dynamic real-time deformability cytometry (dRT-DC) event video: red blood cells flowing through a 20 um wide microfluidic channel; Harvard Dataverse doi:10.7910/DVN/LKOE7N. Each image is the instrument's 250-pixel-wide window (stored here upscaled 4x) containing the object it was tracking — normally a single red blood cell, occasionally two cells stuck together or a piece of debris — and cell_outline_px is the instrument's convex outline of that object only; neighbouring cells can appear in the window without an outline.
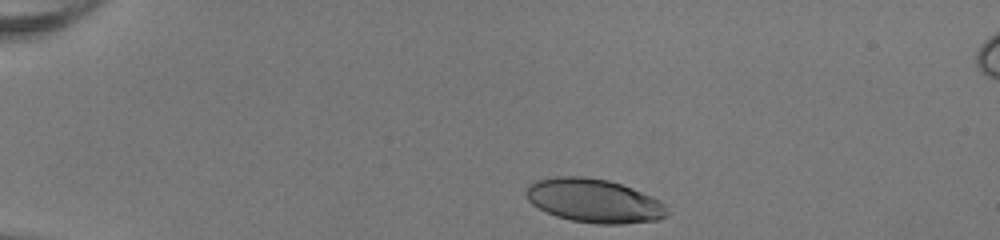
{"species": "human", "species_latin": "Homo sapiens", "temperature_condition": "room temperature", "stored_images_in_passage": 35, "camera_frame_rate_fps": 3000, "um_per_image_px": 0.085, "donor": {"sex": "female"}, "frame": {"image": 1, "passage_image": 1, "time_ms": 0.0, "image_size_px": [1000, 240], "cell_outline_px": [[668, 216], [660, 220], [620, 224], [596, 224], [572, 220], [556, 216], [532, 204], [528, 200], [524, 192], [528, 184], [536, 180], [556, 176], [584, 176], [608, 180], [632, 188], [652, 196], [660, 200], [664, 204], [668, 212]], "centroid_in_image_um": [50.5, 17.06], "position_along_channel_um": 34.5, "area_um2": 36.13}}
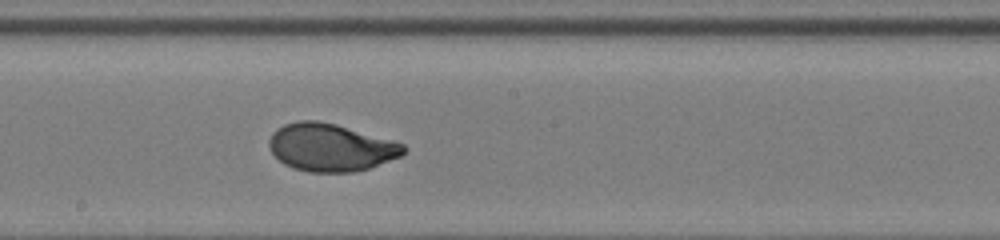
{"frame": {"image": 2, "passage_image": 20, "time_ms": 6.333, "image_size_px": [1000, 240], "cell_outline_px": [[408, 148], [400, 156], [368, 168], [356, 172], [308, 172], [292, 168], [284, 164], [272, 152], [268, 144], [268, 140], [272, 132], [276, 128], [284, 124], [296, 120], [316, 120], [336, 124], [392, 140], [404, 144]], "centroid_in_image_um": [28.08, 12.52], "position_along_channel_um": 220.1, "area_um2": 37.4}}
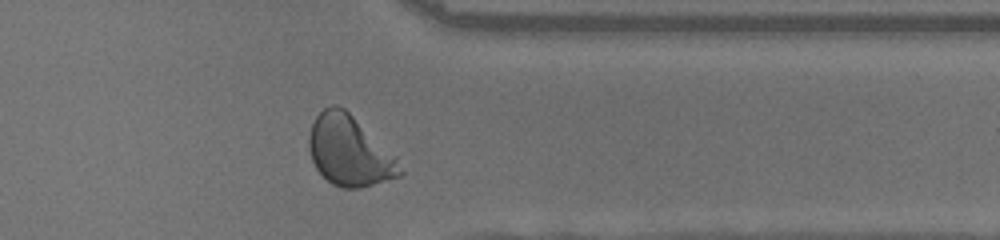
{"frame": {"image": 3, "passage_image": 32, "time_ms": 10.333, "image_size_px": [1000, 240], "cell_outline_px": [[404, 172], [400, 176], [360, 188], [340, 188], [332, 184], [316, 168], [312, 160], [308, 148], [308, 136], [312, 124], [316, 116], [324, 108], [332, 104], [336, 104], [344, 108], [396, 156]], "centroid_in_image_um": [29.69, 12.83], "position_along_channel_um": 381.7, "area_um2": 37.05}, "authors_computed_cell_mechanics": {"area_um2": 36.703, "velocity_mm_per_s": 4.0981, "shape_relaxation_time_tau1_ms": 3.1818, "shape_relaxation_time_tau2_ms": null, "deformation_change_tau1": 0.1973, "deformation_change_tau2": null}}